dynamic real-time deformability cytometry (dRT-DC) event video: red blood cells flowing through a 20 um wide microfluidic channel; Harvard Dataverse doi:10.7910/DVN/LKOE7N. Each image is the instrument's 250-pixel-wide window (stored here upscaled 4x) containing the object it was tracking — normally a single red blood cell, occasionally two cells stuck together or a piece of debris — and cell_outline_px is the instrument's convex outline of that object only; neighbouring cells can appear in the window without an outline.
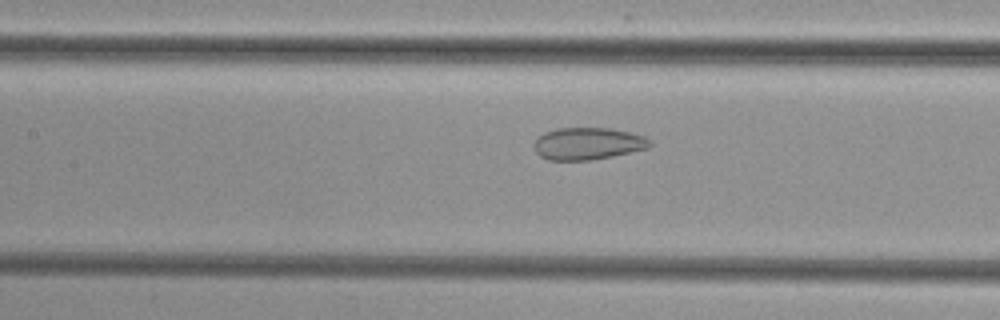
{"species": "common noctule bat (a hibernating species)", "species_latin": "Nyctalus noctula", "temperature_condition": "cold", "stored_images_in_passage": 46, "camera_frame_rate_fps": 3000, "um_per_image_px": 0.085, "animal": {"sex": "female", "body_mass_g": 29.2, "forearm_length_mm": 56.3}, "frame": {"image": 1, "passage_image": 18, "time_ms": 5.667, "image_size_px": [1000, 320], "cell_outline_px": [[652, 144], [648, 148], [612, 156], [592, 160], [548, 160], [540, 156], [536, 152], [532, 144], [544, 132], [556, 128], [612, 128], [644, 136]], "centroid_in_image_um": [49.93, 12.21], "position_along_channel_um": 157.5, "area_um2": 21.68}}
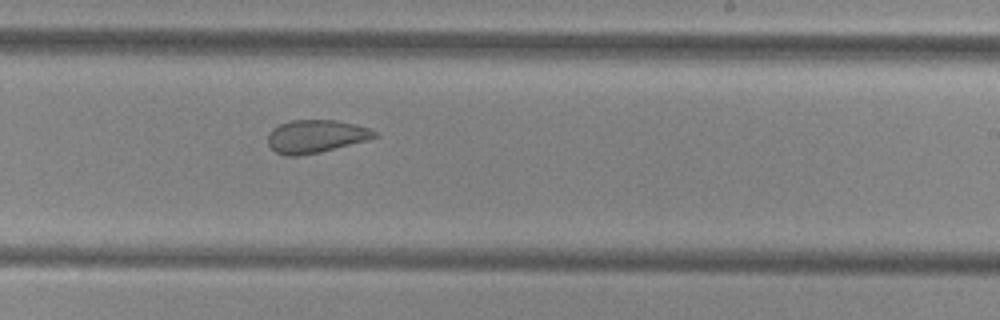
{"frame": {"image": 2, "passage_image": 26, "time_ms": 8.333, "image_size_px": [1000, 320], "cell_outline_px": [[380, 136], [368, 140], [320, 152], [300, 156], [284, 156], [276, 152], [268, 144], [268, 132], [272, 128], [280, 124], [292, 120], [336, 120], [356, 124], [368, 128], [376, 132]], "centroid_in_image_um": [26.84, 11.59], "position_along_channel_um": 262.2, "area_um2": 20.63}}
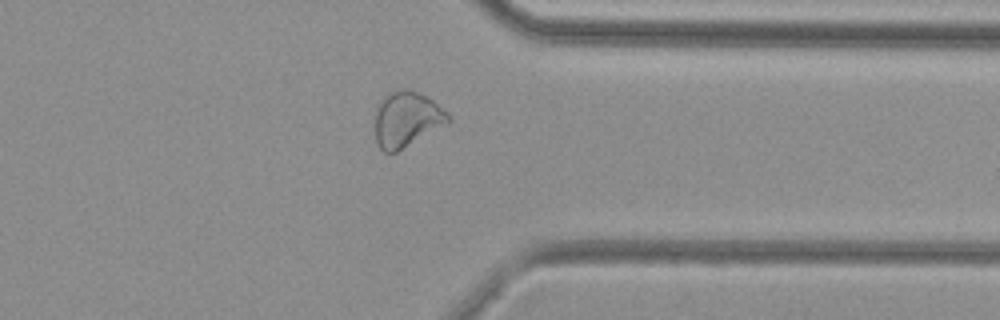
{"frame": {"image": 3, "passage_image": 35, "time_ms": 11.333, "image_size_px": [1000, 320], "cell_outline_px": [[452, 120], [396, 152], [384, 152], [380, 148], [376, 140], [376, 104], [388, 92], [400, 88], [404, 88], [420, 92], [432, 100], [448, 112], [452, 116]], "centroid_in_image_um": [34.56, 10.09], "position_along_channel_um": 376.8, "area_um2": 23.58}}